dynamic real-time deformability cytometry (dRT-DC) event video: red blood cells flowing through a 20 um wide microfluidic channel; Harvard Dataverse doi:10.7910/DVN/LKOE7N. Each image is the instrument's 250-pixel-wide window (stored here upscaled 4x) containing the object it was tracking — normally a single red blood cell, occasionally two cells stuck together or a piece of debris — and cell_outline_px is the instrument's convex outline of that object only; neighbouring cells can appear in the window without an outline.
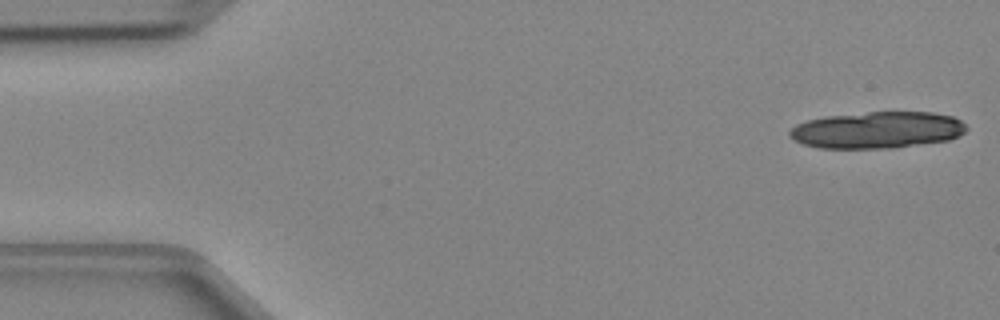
{"species": "Egyptian fruit bat (a non-hibernating species)", "species_latin": "Rousettus aegyptiacus", "temperature_condition": "cold", "stored_images_in_passage": 9, "segment_of_instrument_passage": [2, 2], "camera_frame_rate_fps": 3000, "um_per_image_px": 0.085, "animal": {"sex": "female"}, "frame": {"image": 1, "passage_image": 9, "time_ms": 2.667, "image_size_px": [1000, 320], "cell_outline_px": [[968, 128], [960, 136], [948, 140], [896, 148], [820, 148], [804, 144], [788, 136], [788, 132], [796, 124], [808, 120], [824, 116], [868, 112], [932, 112], [952, 116], [960, 120]], "centroid_in_image_um": [74.58, 11.05], "position_along_channel_um": 10.4, "area_um2": 37.92}}